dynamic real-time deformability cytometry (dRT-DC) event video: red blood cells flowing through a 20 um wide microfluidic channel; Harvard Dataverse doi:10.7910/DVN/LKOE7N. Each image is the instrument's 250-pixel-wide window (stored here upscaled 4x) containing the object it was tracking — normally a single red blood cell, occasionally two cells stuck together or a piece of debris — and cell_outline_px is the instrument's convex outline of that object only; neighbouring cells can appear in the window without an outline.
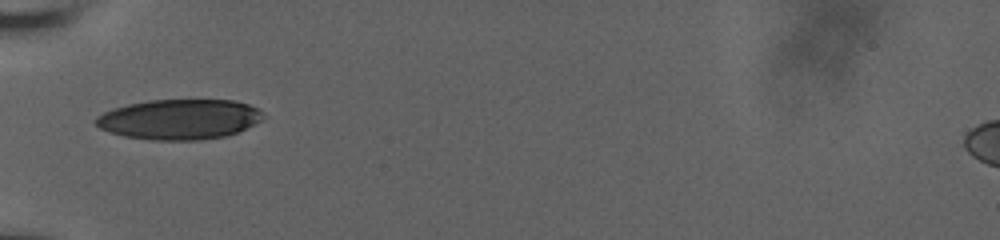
{"species": "human", "species_latin": "Homo sapiens", "temperature_condition": "room temperature", "stored_images_in_passage": 58, "camera_frame_rate_fps": 3000, "um_per_image_px": 0.085, "donor": {"sex": "male"}, "frame": {"image": 1, "passage_image": 1, "time_ms": 0.0, "image_size_px": [1000, 240], "cell_outline_px": [[264, 116], [260, 120], [236, 132], [224, 136], [200, 140], [152, 140], [124, 136], [108, 132], [100, 128], [92, 120], [96, 116], [112, 108], [128, 104], [148, 100], [236, 100], [248, 104], [256, 108]], "centroid_in_image_um": [15.17, 10.14], "position_along_channel_um": 69.8, "area_um2": 39.07}}
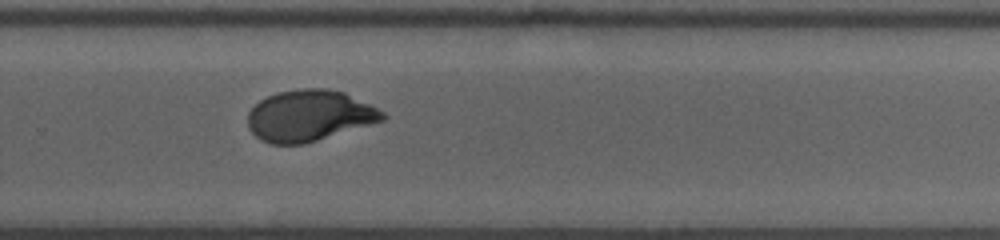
{"frame": {"image": 2, "passage_image": 25, "time_ms": 6.333, "image_size_px": [1000, 240], "cell_outline_px": [[388, 116], [384, 120], [304, 144], [272, 144], [260, 140], [248, 128], [248, 112], [260, 100], [276, 92], [300, 88], [328, 88], [344, 92], [384, 112]], "centroid_in_image_um": [26.27, 9.83], "position_along_channel_um": 303.5, "area_um2": 40.06}}
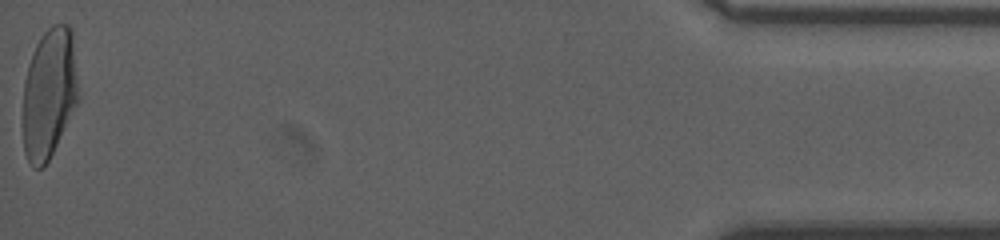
{"frame": {"image": 3, "passage_image": 57, "time_ms": 12.0, "image_size_px": [1000, 240], "cell_outline_px": [[80, 100], [44, 168], [36, 168], [28, 160], [24, 152], [24, 84], [28, 64], [32, 52], [40, 36], [52, 24], [68, 24], [72, 28], [80, 96]], "centroid_in_image_um": [4.22, 7.88], "position_along_channel_um": 431.0, "area_um2": 42.48}, "authors_computed_cell_mechanics": {"area_um2": 40.5467, "velocity_mm_per_s": 3.7569, "shape_relaxation_time_tau1_ms": 4.6467, "shape_relaxation_time_tau2_ms": 0.6697, "deformation_change_tau1": 0.1851, "deformation_change_tau2": 0.0426}}